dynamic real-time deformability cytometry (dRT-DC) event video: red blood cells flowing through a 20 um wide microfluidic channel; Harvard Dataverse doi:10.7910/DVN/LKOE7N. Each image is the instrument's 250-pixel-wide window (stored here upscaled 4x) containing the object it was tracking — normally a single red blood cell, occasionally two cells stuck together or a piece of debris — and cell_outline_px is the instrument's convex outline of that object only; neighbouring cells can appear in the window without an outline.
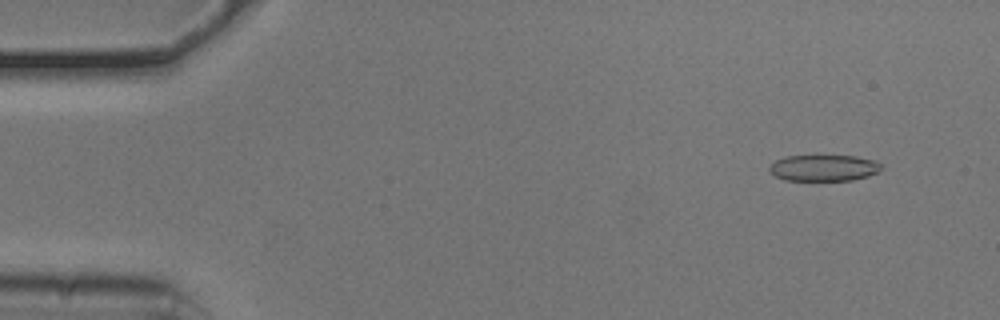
{"species": "common noctule bat (a hibernating species)", "species_latin": "Nyctalus noctula", "temperature_condition": "cold", "stored_images_in_passage": 54, "camera_frame_rate_fps": 3000, "um_per_image_px": 0.085, "animal": {"sex": "male", "body_mass_g": 20.5, "forearm_length_mm": 52.5}, "frame": {"image": 1, "passage_image": 5, "time_ms": 1.333, "image_size_px": [1000, 320], "cell_outline_px": [[880, 168], [876, 172], [868, 176], [852, 180], [784, 180], [768, 172], [768, 168], [776, 160], [784, 156], [856, 156], [872, 160], [880, 164]], "centroid_in_image_um": [69.96, 14.27], "position_along_channel_um": 15.0, "area_um2": 16.94}}
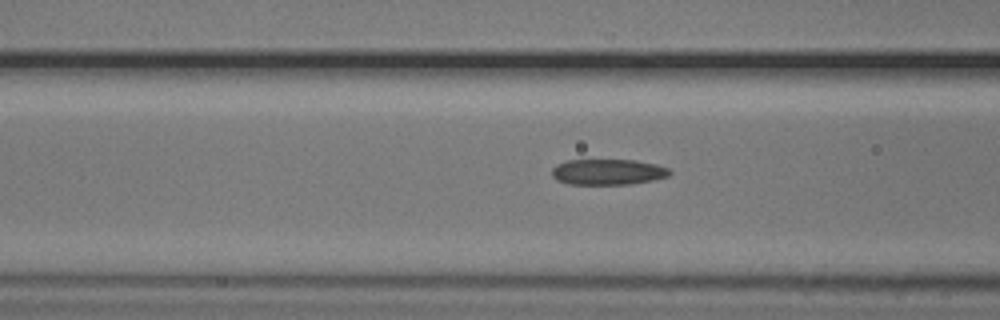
{"frame": {"image": 2, "passage_image": 21, "time_ms": 6.667, "image_size_px": [1000, 320], "cell_outline_px": [[672, 172], [668, 176], [652, 180], [628, 184], [568, 184], [556, 180], [552, 176], [552, 168], [556, 164], [568, 160], [636, 160], [656, 164], [668, 168]], "centroid_in_image_um": [51.65, 14.61], "position_along_channel_um": 115.0, "area_um2": 17.69}}
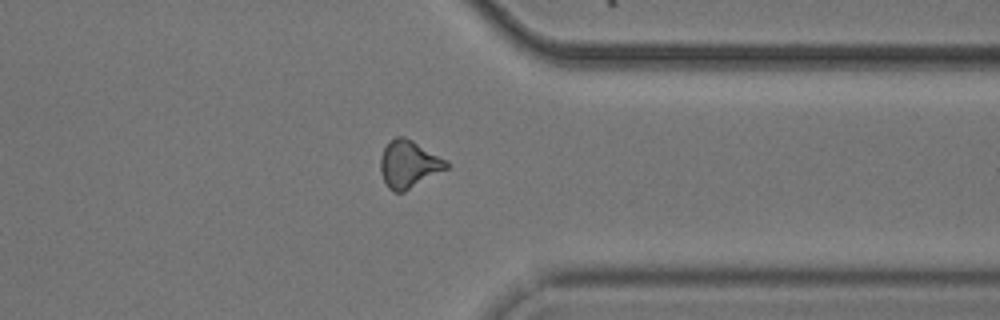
{"frame": {"image": 3, "passage_image": 42, "time_ms": 13.667, "image_size_px": [1000, 320], "cell_outline_px": [[452, 164], [448, 168], [404, 192], [392, 192], [388, 188], [380, 172], [380, 156], [384, 148], [396, 136], [404, 136], [412, 140], [448, 160]], "centroid_in_image_um": [34.76, 13.96], "position_along_channel_um": 376.6, "area_um2": 18.32}}